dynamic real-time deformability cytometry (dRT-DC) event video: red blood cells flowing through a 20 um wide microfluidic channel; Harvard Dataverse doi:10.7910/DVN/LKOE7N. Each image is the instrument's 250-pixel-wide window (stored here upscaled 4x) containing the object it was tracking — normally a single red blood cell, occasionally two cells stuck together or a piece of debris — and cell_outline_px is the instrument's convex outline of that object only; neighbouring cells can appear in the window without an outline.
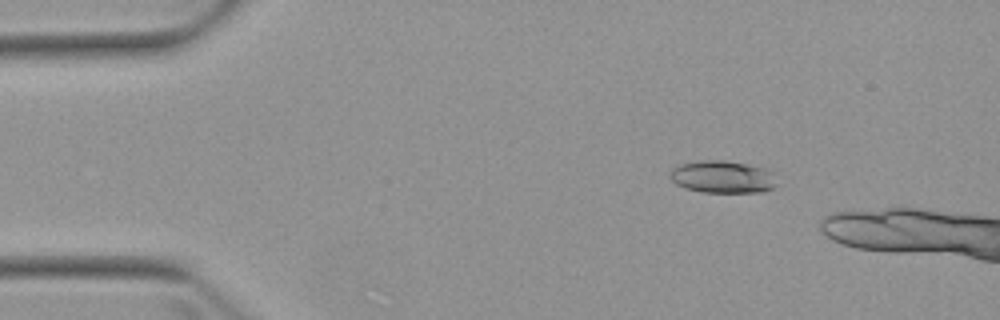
{"species": "Egyptian fruit bat (a non-hibernating species)", "species_latin": "Rousettus aegyptiacus", "temperature_condition": "warm", "stored_images_in_passage": 3, "camera_frame_rate_fps": 3000, "um_per_image_px": 0.085, "animal": {"sex": "female"}, "frame": {"image": 1, "passage_image": 1, "time_ms": 0.0, "image_size_px": [1000, 320], "cell_outline_px": [[776, 184], [772, 188], [764, 192], [704, 192], [684, 188], [676, 184], [668, 176], [672, 168], [680, 164], [700, 160], [724, 160], [748, 164], [768, 168], [772, 172]], "centroid_in_image_um": [61.41, 15.03], "position_along_channel_um": 23.6, "area_um2": 20.35}}